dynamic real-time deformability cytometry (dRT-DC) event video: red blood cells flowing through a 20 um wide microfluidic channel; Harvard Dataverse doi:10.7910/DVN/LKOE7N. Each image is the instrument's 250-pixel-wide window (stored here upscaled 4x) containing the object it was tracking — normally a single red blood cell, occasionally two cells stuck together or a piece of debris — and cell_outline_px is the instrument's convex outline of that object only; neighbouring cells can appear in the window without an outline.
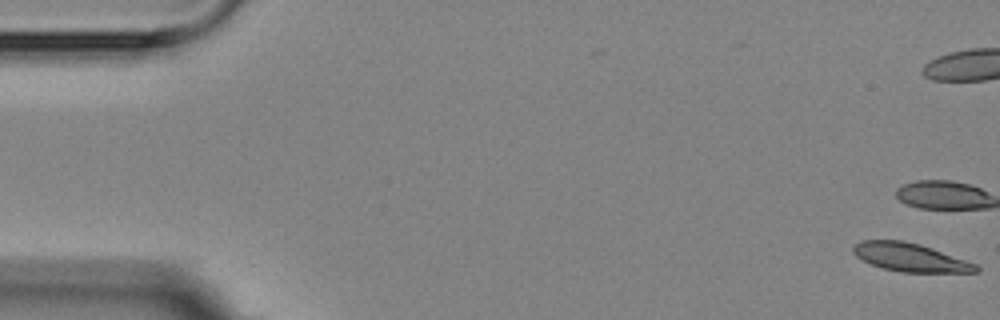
{"species": "Egyptian fruit bat (a non-hibernating species)", "species_latin": "Rousettus aegyptiacus", "temperature_condition": "room temperature", "stored_images_in_passage": 18, "camera_frame_rate_fps": 3000, "um_per_image_px": 0.085, "animal": {"sex": "female"}, "frame": {"image": 1, "passage_image": 1, "time_ms": 0.0, "image_size_px": [1000, 320], "cell_outline_px": [[980, 272], [900, 272], [884, 268], [872, 264], [856, 256], [852, 252], [852, 248], [860, 240], [904, 240], [920, 244], [932, 248], [976, 264], [980, 268]], "centroid_in_image_um": [77.36, 21.87], "position_along_channel_um": 7.6, "area_um2": 20.11}}
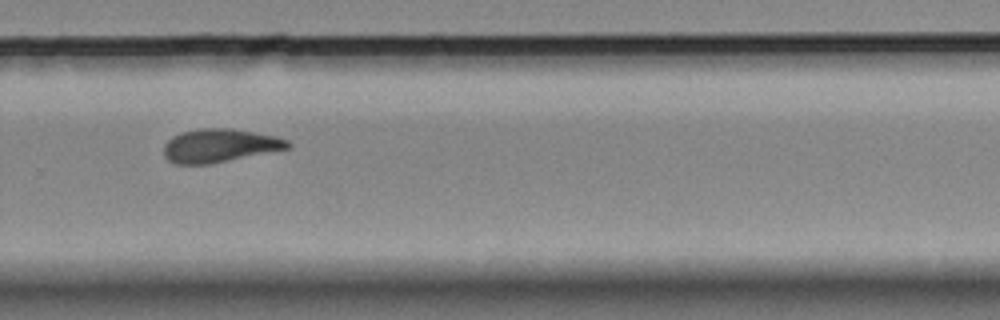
{"frame": {"image": 2, "passage_image": 12, "time_ms": 13.333, "image_size_px": [1000, 320], "cell_outline_px": [[292, 148], [208, 164], [176, 164], [168, 160], [164, 156], [164, 144], [172, 136], [180, 132], [200, 128], [232, 128], [256, 132], [276, 136], [288, 140], [292, 144]], "centroid_in_image_um": [18.69, 12.36], "position_along_channel_um": 311.1, "area_um2": 24.33}}
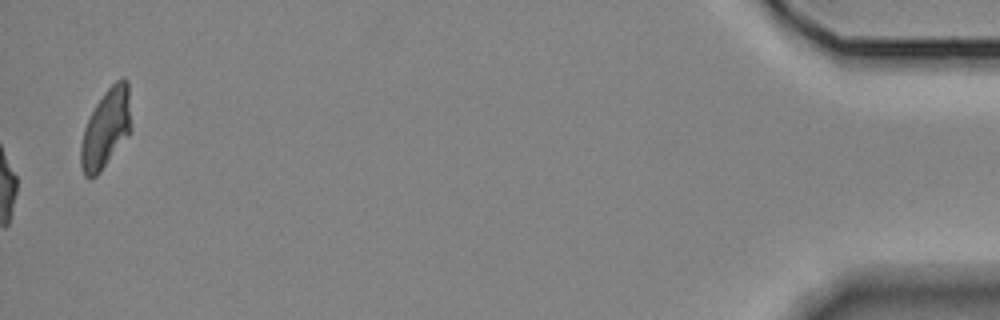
{"frame": {"image": 3, "passage_image": 17, "time_ms": 19.0, "image_size_px": [1000, 320], "cell_outline_px": [[132, 128], [128, 136], [100, 172], [96, 176], [88, 180], [84, 176], [80, 164], [80, 144], [84, 128], [96, 104], [104, 92], [116, 80], [124, 76], [128, 80]], "centroid_in_image_um": [9.01, 10.92], "position_along_channel_um": 426.2, "area_um2": 23.47}}